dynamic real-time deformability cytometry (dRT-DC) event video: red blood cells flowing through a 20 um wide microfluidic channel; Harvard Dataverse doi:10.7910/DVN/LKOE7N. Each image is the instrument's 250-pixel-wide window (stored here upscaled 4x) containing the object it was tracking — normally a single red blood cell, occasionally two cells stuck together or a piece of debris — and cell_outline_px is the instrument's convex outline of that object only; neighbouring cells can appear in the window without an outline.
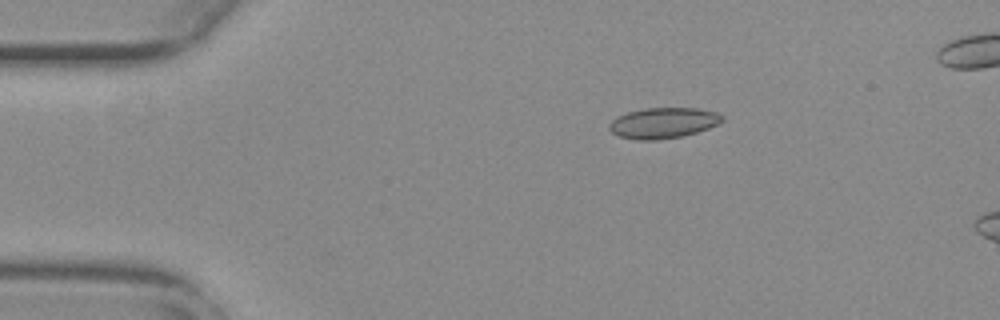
{"species": "common noctule bat (a hibernating species)", "species_latin": "Nyctalus noctula", "temperature_condition": "warm", "stored_images_in_passage": 45, "camera_frame_rate_fps": 3000, "um_per_image_px": 0.085, "animal": {"sex": "female", "body_mass_g": 29.2, "forearm_length_mm": 56.3}, "frame": {"image": 1, "passage_image": 1, "time_ms": 0.0, "image_size_px": [1000, 320], "cell_outline_px": [[724, 120], [720, 124], [684, 136], [656, 140], [636, 140], [620, 136], [612, 132], [608, 128], [608, 124], [616, 116], [628, 112], [644, 108], [696, 108], [716, 112], [724, 116]], "centroid_in_image_um": [56.38, 10.45], "position_along_channel_um": 28.6, "area_um2": 20.35}}
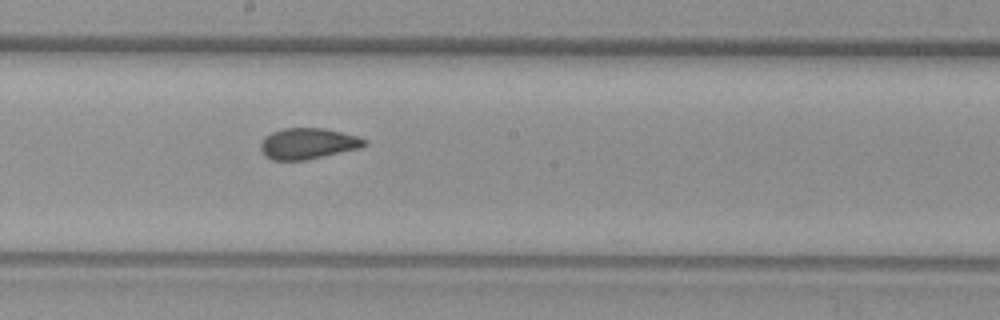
{"frame": {"image": 2, "passage_image": 21, "time_ms": 6.667, "image_size_px": [1000, 320], "cell_outline_px": [[368, 144], [360, 148], [308, 160], [272, 160], [264, 156], [260, 148], [260, 144], [272, 132], [284, 128], [324, 128], [356, 136], [368, 140]], "centroid_in_image_um": [26.19, 12.22], "position_along_channel_um": 222.0, "area_um2": 18.73}}
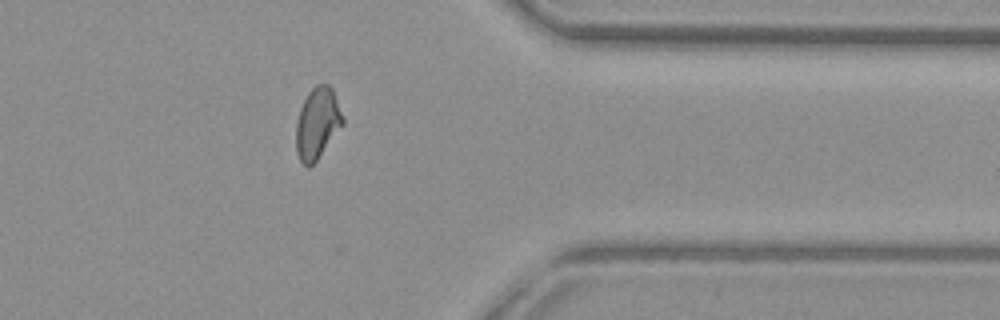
{"frame": {"image": 3, "passage_image": 35, "time_ms": 11.333, "image_size_px": [1000, 320], "cell_outline_px": [[344, 124], [316, 160], [308, 168], [300, 160], [296, 152], [296, 124], [300, 108], [308, 92], [316, 84], [328, 84], [332, 88], [344, 116]], "centroid_in_image_um": [26.98, 10.46], "position_along_channel_um": 384.4, "area_um2": 19.36}}